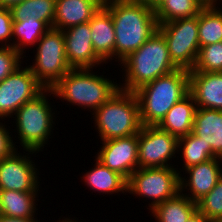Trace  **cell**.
I'll list each match as a JSON object with an SVG mask.
<instances>
[{"mask_svg": "<svg viewBox=\"0 0 222 222\" xmlns=\"http://www.w3.org/2000/svg\"><path fill=\"white\" fill-rule=\"evenodd\" d=\"M178 138L154 125H142L138 133V168L175 167ZM173 158V159H172Z\"/></svg>", "mask_w": 222, "mask_h": 222, "instance_id": "obj_10", "label": "cell"}, {"mask_svg": "<svg viewBox=\"0 0 222 222\" xmlns=\"http://www.w3.org/2000/svg\"><path fill=\"white\" fill-rule=\"evenodd\" d=\"M134 93L139 101L141 124L157 126L166 113L189 93V71L177 69Z\"/></svg>", "mask_w": 222, "mask_h": 222, "instance_id": "obj_4", "label": "cell"}, {"mask_svg": "<svg viewBox=\"0 0 222 222\" xmlns=\"http://www.w3.org/2000/svg\"><path fill=\"white\" fill-rule=\"evenodd\" d=\"M197 210L209 220L222 222V176L215 187L197 202Z\"/></svg>", "mask_w": 222, "mask_h": 222, "instance_id": "obj_30", "label": "cell"}, {"mask_svg": "<svg viewBox=\"0 0 222 222\" xmlns=\"http://www.w3.org/2000/svg\"><path fill=\"white\" fill-rule=\"evenodd\" d=\"M158 30L166 40L173 64L178 69L193 70L200 48L198 15L161 23Z\"/></svg>", "mask_w": 222, "mask_h": 222, "instance_id": "obj_9", "label": "cell"}, {"mask_svg": "<svg viewBox=\"0 0 222 222\" xmlns=\"http://www.w3.org/2000/svg\"><path fill=\"white\" fill-rule=\"evenodd\" d=\"M37 153L33 150H23V153L20 151L18 153L17 149L10 156L1 159L0 190L40 191L39 173L41 172L32 160Z\"/></svg>", "mask_w": 222, "mask_h": 222, "instance_id": "obj_12", "label": "cell"}, {"mask_svg": "<svg viewBox=\"0 0 222 222\" xmlns=\"http://www.w3.org/2000/svg\"><path fill=\"white\" fill-rule=\"evenodd\" d=\"M167 0H153L149 6L156 11Z\"/></svg>", "mask_w": 222, "mask_h": 222, "instance_id": "obj_37", "label": "cell"}, {"mask_svg": "<svg viewBox=\"0 0 222 222\" xmlns=\"http://www.w3.org/2000/svg\"><path fill=\"white\" fill-rule=\"evenodd\" d=\"M189 72H222V41L202 46Z\"/></svg>", "mask_w": 222, "mask_h": 222, "instance_id": "obj_29", "label": "cell"}, {"mask_svg": "<svg viewBox=\"0 0 222 222\" xmlns=\"http://www.w3.org/2000/svg\"><path fill=\"white\" fill-rule=\"evenodd\" d=\"M206 4H218L219 6H221L220 1L221 0H203Z\"/></svg>", "mask_w": 222, "mask_h": 222, "instance_id": "obj_40", "label": "cell"}, {"mask_svg": "<svg viewBox=\"0 0 222 222\" xmlns=\"http://www.w3.org/2000/svg\"><path fill=\"white\" fill-rule=\"evenodd\" d=\"M197 210V203L179 192L175 197L156 205L150 212L155 222H186Z\"/></svg>", "mask_w": 222, "mask_h": 222, "instance_id": "obj_23", "label": "cell"}, {"mask_svg": "<svg viewBox=\"0 0 222 222\" xmlns=\"http://www.w3.org/2000/svg\"><path fill=\"white\" fill-rule=\"evenodd\" d=\"M177 152V155L181 152L180 158H183L182 168H179L181 171L214 158L210 145H206L200 137L192 132L178 138Z\"/></svg>", "mask_w": 222, "mask_h": 222, "instance_id": "obj_26", "label": "cell"}, {"mask_svg": "<svg viewBox=\"0 0 222 222\" xmlns=\"http://www.w3.org/2000/svg\"><path fill=\"white\" fill-rule=\"evenodd\" d=\"M54 94L53 89H44L40 94L22 105L12 118L15 119V129L13 141L18 135V144L23 150H33L40 152L44 150L49 139L52 138L55 121L54 105L49 102V97ZM50 95V96H49ZM53 106V107H52ZM51 136V137H50Z\"/></svg>", "mask_w": 222, "mask_h": 222, "instance_id": "obj_5", "label": "cell"}, {"mask_svg": "<svg viewBox=\"0 0 222 222\" xmlns=\"http://www.w3.org/2000/svg\"><path fill=\"white\" fill-rule=\"evenodd\" d=\"M186 222H214L212 220H209L205 215H203L201 212L196 210L188 219Z\"/></svg>", "mask_w": 222, "mask_h": 222, "instance_id": "obj_34", "label": "cell"}, {"mask_svg": "<svg viewBox=\"0 0 222 222\" xmlns=\"http://www.w3.org/2000/svg\"><path fill=\"white\" fill-rule=\"evenodd\" d=\"M1 121V120H0ZM4 121V124L3 122ZM0 122V160L10 156L15 150L18 149L16 145L18 142H13V135L10 129L5 124V120Z\"/></svg>", "mask_w": 222, "mask_h": 222, "instance_id": "obj_33", "label": "cell"}, {"mask_svg": "<svg viewBox=\"0 0 222 222\" xmlns=\"http://www.w3.org/2000/svg\"><path fill=\"white\" fill-rule=\"evenodd\" d=\"M133 3H143L149 5L153 0H125Z\"/></svg>", "mask_w": 222, "mask_h": 222, "instance_id": "obj_39", "label": "cell"}, {"mask_svg": "<svg viewBox=\"0 0 222 222\" xmlns=\"http://www.w3.org/2000/svg\"><path fill=\"white\" fill-rule=\"evenodd\" d=\"M56 0H24L10 10L13 21H24L36 17L44 21L50 28L55 18Z\"/></svg>", "mask_w": 222, "mask_h": 222, "instance_id": "obj_27", "label": "cell"}, {"mask_svg": "<svg viewBox=\"0 0 222 222\" xmlns=\"http://www.w3.org/2000/svg\"><path fill=\"white\" fill-rule=\"evenodd\" d=\"M12 29L11 10L0 6V47H12Z\"/></svg>", "mask_w": 222, "mask_h": 222, "instance_id": "obj_32", "label": "cell"}, {"mask_svg": "<svg viewBox=\"0 0 222 222\" xmlns=\"http://www.w3.org/2000/svg\"><path fill=\"white\" fill-rule=\"evenodd\" d=\"M112 80L93 68L71 69L52 88V97L93 113L120 89L119 83Z\"/></svg>", "mask_w": 222, "mask_h": 222, "instance_id": "obj_3", "label": "cell"}, {"mask_svg": "<svg viewBox=\"0 0 222 222\" xmlns=\"http://www.w3.org/2000/svg\"><path fill=\"white\" fill-rule=\"evenodd\" d=\"M35 47V58L28 67L45 89H52L72 69L66 59L63 31L50 28Z\"/></svg>", "mask_w": 222, "mask_h": 222, "instance_id": "obj_7", "label": "cell"}, {"mask_svg": "<svg viewBox=\"0 0 222 222\" xmlns=\"http://www.w3.org/2000/svg\"><path fill=\"white\" fill-rule=\"evenodd\" d=\"M49 29L50 27L44 21L36 17H29L24 21H13L12 47L23 57H26L24 55L25 49H29V46L32 48L36 46Z\"/></svg>", "mask_w": 222, "mask_h": 222, "instance_id": "obj_24", "label": "cell"}, {"mask_svg": "<svg viewBox=\"0 0 222 222\" xmlns=\"http://www.w3.org/2000/svg\"><path fill=\"white\" fill-rule=\"evenodd\" d=\"M196 103L190 93L178 101L157 125L177 138L192 132Z\"/></svg>", "mask_w": 222, "mask_h": 222, "instance_id": "obj_20", "label": "cell"}, {"mask_svg": "<svg viewBox=\"0 0 222 222\" xmlns=\"http://www.w3.org/2000/svg\"><path fill=\"white\" fill-rule=\"evenodd\" d=\"M0 222H40L37 217L33 219H20L0 215Z\"/></svg>", "mask_w": 222, "mask_h": 222, "instance_id": "obj_35", "label": "cell"}, {"mask_svg": "<svg viewBox=\"0 0 222 222\" xmlns=\"http://www.w3.org/2000/svg\"><path fill=\"white\" fill-rule=\"evenodd\" d=\"M104 0H56L53 29L64 30L88 22Z\"/></svg>", "mask_w": 222, "mask_h": 222, "instance_id": "obj_18", "label": "cell"}, {"mask_svg": "<svg viewBox=\"0 0 222 222\" xmlns=\"http://www.w3.org/2000/svg\"><path fill=\"white\" fill-rule=\"evenodd\" d=\"M184 174H188L187 177ZM221 176L222 158L191 166L180 174V192L197 203L215 187Z\"/></svg>", "mask_w": 222, "mask_h": 222, "instance_id": "obj_15", "label": "cell"}, {"mask_svg": "<svg viewBox=\"0 0 222 222\" xmlns=\"http://www.w3.org/2000/svg\"><path fill=\"white\" fill-rule=\"evenodd\" d=\"M115 31V62L136 51L158 30L155 11L147 4L125 0H104Z\"/></svg>", "mask_w": 222, "mask_h": 222, "instance_id": "obj_1", "label": "cell"}, {"mask_svg": "<svg viewBox=\"0 0 222 222\" xmlns=\"http://www.w3.org/2000/svg\"><path fill=\"white\" fill-rule=\"evenodd\" d=\"M119 65L123 74L120 89L129 92H135L156 78L178 69L170 58L166 40L159 30Z\"/></svg>", "mask_w": 222, "mask_h": 222, "instance_id": "obj_2", "label": "cell"}, {"mask_svg": "<svg viewBox=\"0 0 222 222\" xmlns=\"http://www.w3.org/2000/svg\"><path fill=\"white\" fill-rule=\"evenodd\" d=\"M95 130L101 141L138 134L140 121L139 101L134 92L119 89L93 113Z\"/></svg>", "mask_w": 222, "mask_h": 222, "instance_id": "obj_6", "label": "cell"}, {"mask_svg": "<svg viewBox=\"0 0 222 222\" xmlns=\"http://www.w3.org/2000/svg\"><path fill=\"white\" fill-rule=\"evenodd\" d=\"M95 158L126 180L138 169V134L102 141Z\"/></svg>", "mask_w": 222, "mask_h": 222, "instance_id": "obj_13", "label": "cell"}, {"mask_svg": "<svg viewBox=\"0 0 222 222\" xmlns=\"http://www.w3.org/2000/svg\"><path fill=\"white\" fill-rule=\"evenodd\" d=\"M198 38L200 47L222 41V7L218 4H206L198 14Z\"/></svg>", "mask_w": 222, "mask_h": 222, "instance_id": "obj_25", "label": "cell"}, {"mask_svg": "<svg viewBox=\"0 0 222 222\" xmlns=\"http://www.w3.org/2000/svg\"><path fill=\"white\" fill-rule=\"evenodd\" d=\"M63 35L66 59L72 69H96L101 63L104 65L94 51L89 21L64 29Z\"/></svg>", "mask_w": 222, "mask_h": 222, "instance_id": "obj_14", "label": "cell"}, {"mask_svg": "<svg viewBox=\"0 0 222 222\" xmlns=\"http://www.w3.org/2000/svg\"><path fill=\"white\" fill-rule=\"evenodd\" d=\"M92 45L96 55L106 64L115 62V31L110 11L102 5L89 20Z\"/></svg>", "mask_w": 222, "mask_h": 222, "instance_id": "obj_17", "label": "cell"}, {"mask_svg": "<svg viewBox=\"0 0 222 222\" xmlns=\"http://www.w3.org/2000/svg\"><path fill=\"white\" fill-rule=\"evenodd\" d=\"M94 166L86 170L80 177L89 189L103 194H121L127 193V180L115 171L110 170L95 158ZM119 193V194H118Z\"/></svg>", "mask_w": 222, "mask_h": 222, "instance_id": "obj_21", "label": "cell"}, {"mask_svg": "<svg viewBox=\"0 0 222 222\" xmlns=\"http://www.w3.org/2000/svg\"><path fill=\"white\" fill-rule=\"evenodd\" d=\"M39 192H21L16 190H0L1 216L33 219L37 217L36 206ZM37 211V213H36Z\"/></svg>", "mask_w": 222, "mask_h": 222, "instance_id": "obj_22", "label": "cell"}, {"mask_svg": "<svg viewBox=\"0 0 222 222\" xmlns=\"http://www.w3.org/2000/svg\"><path fill=\"white\" fill-rule=\"evenodd\" d=\"M192 133L210 145L214 158H222V110L197 108Z\"/></svg>", "mask_w": 222, "mask_h": 222, "instance_id": "obj_19", "label": "cell"}, {"mask_svg": "<svg viewBox=\"0 0 222 222\" xmlns=\"http://www.w3.org/2000/svg\"><path fill=\"white\" fill-rule=\"evenodd\" d=\"M24 0H0V6L11 9L13 6H15L18 3H21Z\"/></svg>", "mask_w": 222, "mask_h": 222, "instance_id": "obj_36", "label": "cell"}, {"mask_svg": "<svg viewBox=\"0 0 222 222\" xmlns=\"http://www.w3.org/2000/svg\"><path fill=\"white\" fill-rule=\"evenodd\" d=\"M189 93L197 108L222 110V72H189Z\"/></svg>", "mask_w": 222, "mask_h": 222, "instance_id": "obj_16", "label": "cell"}, {"mask_svg": "<svg viewBox=\"0 0 222 222\" xmlns=\"http://www.w3.org/2000/svg\"><path fill=\"white\" fill-rule=\"evenodd\" d=\"M76 218L77 217H75V219L74 218H71L70 219V217L68 218V217H63V219L61 220V218H59V220L58 221H56V222H78V219L76 220ZM82 222V221H81Z\"/></svg>", "mask_w": 222, "mask_h": 222, "instance_id": "obj_38", "label": "cell"}, {"mask_svg": "<svg viewBox=\"0 0 222 222\" xmlns=\"http://www.w3.org/2000/svg\"><path fill=\"white\" fill-rule=\"evenodd\" d=\"M205 5L203 0H167L155 11L158 25L196 16Z\"/></svg>", "mask_w": 222, "mask_h": 222, "instance_id": "obj_28", "label": "cell"}, {"mask_svg": "<svg viewBox=\"0 0 222 222\" xmlns=\"http://www.w3.org/2000/svg\"><path fill=\"white\" fill-rule=\"evenodd\" d=\"M23 58L13 47H0V82L23 64Z\"/></svg>", "mask_w": 222, "mask_h": 222, "instance_id": "obj_31", "label": "cell"}, {"mask_svg": "<svg viewBox=\"0 0 222 222\" xmlns=\"http://www.w3.org/2000/svg\"><path fill=\"white\" fill-rule=\"evenodd\" d=\"M44 89L28 66L18 67L0 82V119H12L22 105Z\"/></svg>", "mask_w": 222, "mask_h": 222, "instance_id": "obj_11", "label": "cell"}, {"mask_svg": "<svg viewBox=\"0 0 222 222\" xmlns=\"http://www.w3.org/2000/svg\"><path fill=\"white\" fill-rule=\"evenodd\" d=\"M176 167L138 168L127 180L128 194L149 200L151 211L180 192L181 171Z\"/></svg>", "mask_w": 222, "mask_h": 222, "instance_id": "obj_8", "label": "cell"}]
</instances>
